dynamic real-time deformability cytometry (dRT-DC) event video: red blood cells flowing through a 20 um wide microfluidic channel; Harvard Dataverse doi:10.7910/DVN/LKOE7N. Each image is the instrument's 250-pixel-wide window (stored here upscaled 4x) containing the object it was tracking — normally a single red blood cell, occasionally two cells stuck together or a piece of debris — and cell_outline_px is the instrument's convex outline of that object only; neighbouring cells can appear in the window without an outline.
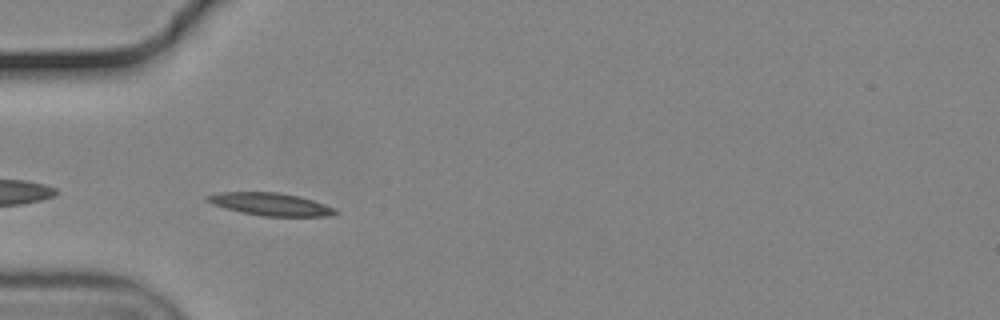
{"species": "common noctule bat (a hibernating species)", "species_latin": "Nyctalus noctula", "temperature_condition": "cold", "stored_images_in_passage": 40, "camera_frame_rate_fps": 3000, "um_per_image_px": 0.085, "animal": {"sex": "male", "body_mass_g": 19.2, "forearm_length_mm": 51.8}, "frame": {"image": 1, "passage_image": 2, "time_ms": 0.333, "image_size_px": [1000, 320], "cell_outline_px": [[340, 212], [336, 216], [264, 216], [224, 208], [212, 204], [204, 200], [204, 196], [220, 192], [280, 192], [312, 200], [336, 208]], "centroid_in_image_um": [23.01, 17.36], "position_along_channel_um": 62.0, "area_um2": 16.94}}
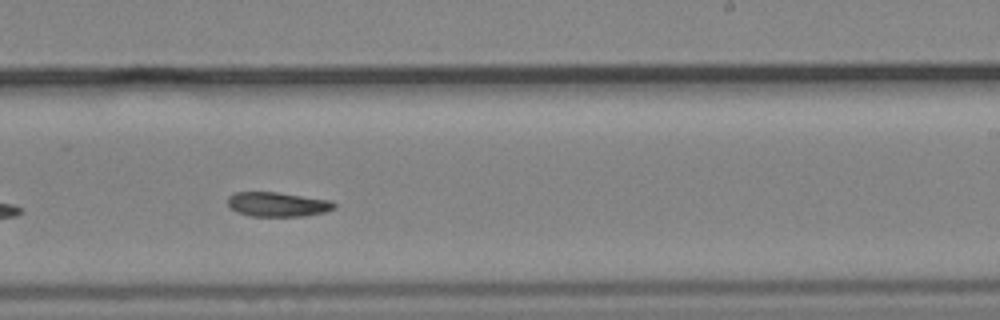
{"frame": {"image": 2, "passage_image": 19, "time_ms": 6.0, "image_size_px": [1000, 320], "cell_outline_px": [[336, 208], [324, 212], [304, 216], [252, 216], [236, 212], [228, 204], [228, 196], [236, 192], [276, 192], [332, 200], [336, 204]], "centroid_in_image_um": [23.62, 17.37], "position_along_channel_um": 265.4, "area_um2": 15.2}}
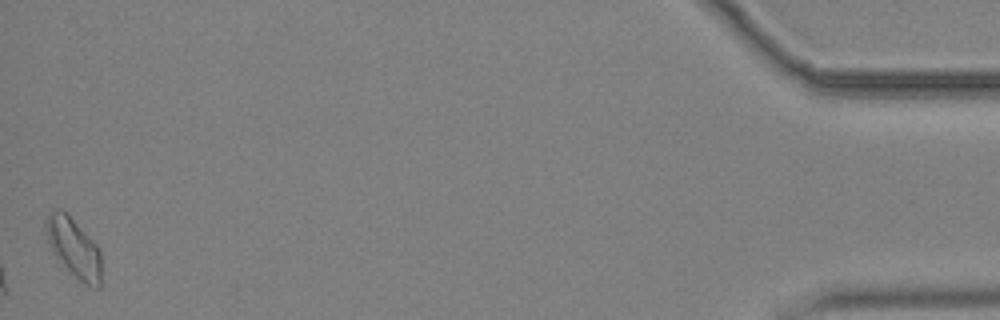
{"frame": {"image": 3, "passage_image": 40, "time_ms": 13.0, "image_size_px": [1000, 320], "cell_outline_px": [[100, 288], [96, 288], [72, 276], [64, 268], [52, 252], [44, 228], [44, 220], [52, 208], [60, 208], [100, 248]], "centroid_in_image_um": [6.22, 21.06], "position_along_channel_um": 429.0, "area_um2": 19.07}}